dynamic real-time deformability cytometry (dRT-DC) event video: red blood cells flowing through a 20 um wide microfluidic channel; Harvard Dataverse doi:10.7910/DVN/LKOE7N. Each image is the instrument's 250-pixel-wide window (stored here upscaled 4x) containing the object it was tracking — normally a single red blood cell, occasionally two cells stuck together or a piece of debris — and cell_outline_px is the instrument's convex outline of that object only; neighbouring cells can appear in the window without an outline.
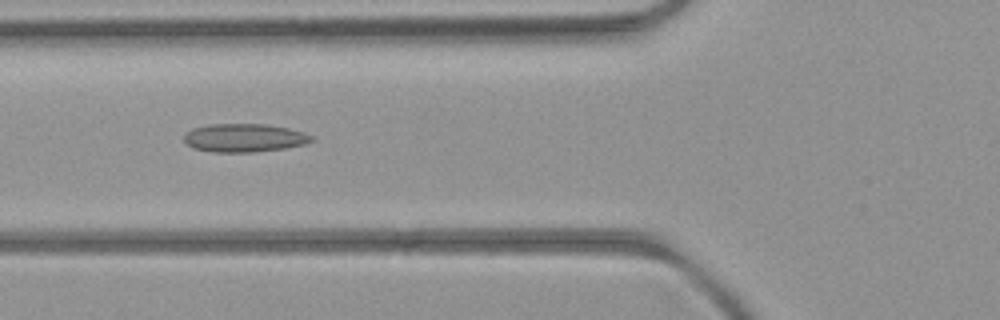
{"species": "common noctule bat (a hibernating species)", "species_latin": "Nyctalus noctula", "temperature_condition": "room temperature", "stored_images_in_passage": 52, "camera_frame_rate_fps": 3000, "um_per_image_px": 0.085, "animal": {"sex": "female", "body_mass_g": 21.9}, "frame": {"image": 1, "passage_image": 19, "time_ms": 6.0, "image_size_px": [1000, 320], "cell_outline_px": [[316, 140], [304, 144], [284, 148], [252, 152], [212, 152], [192, 148], [184, 140], [184, 132], [192, 128], [208, 124], [264, 124], [288, 128], [304, 132], [312, 136]], "centroid_in_image_um": [20.74, 11.71], "position_along_channel_um": 105.1, "area_um2": 21.15}}
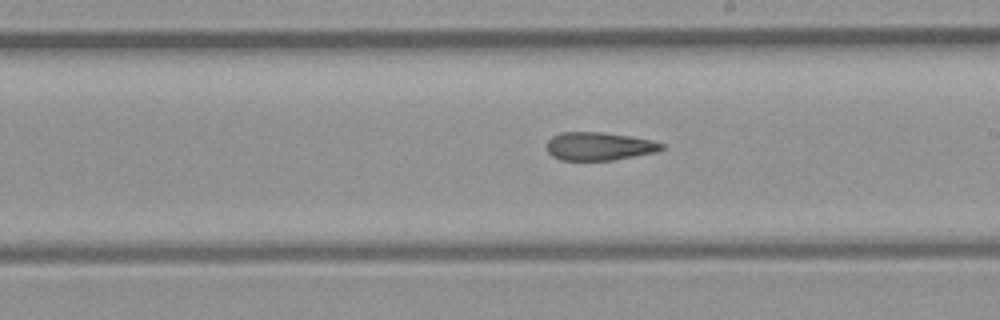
{"frame": {"image": 2, "passage_image": 29, "time_ms": 9.333, "image_size_px": [1000, 320], "cell_outline_px": [[664, 148], [656, 152], [612, 160], [560, 160], [552, 156], [548, 152], [548, 140], [552, 136], [560, 132], [600, 132], [632, 136], [652, 140], [664, 144]], "centroid_in_image_um": [50.93, 12.43], "position_along_channel_um": 238.1, "area_um2": 18.84}}
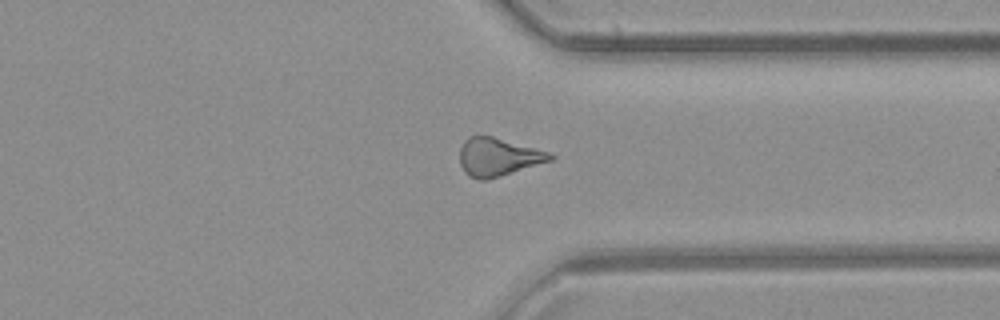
{"frame": {"image": 3, "passage_image": 39, "time_ms": 12.667, "image_size_px": [1000, 320], "cell_outline_px": [[556, 156], [552, 160], [488, 180], [480, 180], [468, 176], [464, 172], [460, 164], [460, 148], [464, 140], [468, 136], [492, 136], [548, 152]], "centroid_in_image_um": [42.3, 13.36], "position_along_channel_um": 369.1, "area_um2": 20.0}, "authors_computed_cell_mechanics": {"area_um2": 20.0855, "velocity_mm_per_s": 3.9748, "shape_relaxation_time_tau1_ms": null, "shape_relaxation_time_tau2_ms": 5.3617, "deformation_change_tau1": null, "deformation_change_tau2": 0.1702}}